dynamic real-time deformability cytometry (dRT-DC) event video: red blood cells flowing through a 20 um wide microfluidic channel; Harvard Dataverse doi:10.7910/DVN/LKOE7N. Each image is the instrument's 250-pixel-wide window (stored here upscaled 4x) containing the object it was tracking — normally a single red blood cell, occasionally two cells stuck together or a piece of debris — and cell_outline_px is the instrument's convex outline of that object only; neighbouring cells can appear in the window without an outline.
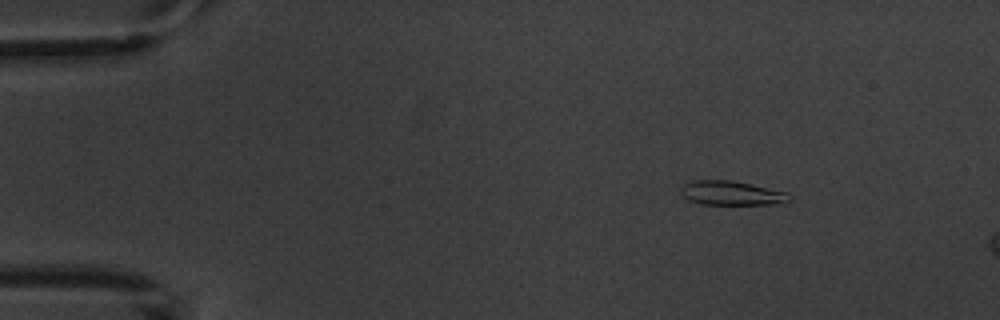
{"species": "common noctule bat (a hibernating species)", "species_latin": "Nyctalus noctula", "temperature_condition": "warm", "stored_images_in_passage": 3, "camera_frame_rate_fps": 3000, "um_per_image_px": 0.085, "animal": {"sex": "male", "body_mass_g": 20.1, "forearm_length_mm": 53.5}, "frame": {"image": 1, "passage_image": 2, "time_ms": 1.333, "image_size_px": [1000, 320], "cell_outline_px": [[792, 200], [788, 204], [700, 204], [688, 200], [680, 192], [680, 188], [684, 184], [692, 180], [732, 180], [788, 192], [792, 196]], "centroid_in_image_um": [62.24, 16.42], "position_along_channel_um": 22.8, "area_um2": 15.61}}